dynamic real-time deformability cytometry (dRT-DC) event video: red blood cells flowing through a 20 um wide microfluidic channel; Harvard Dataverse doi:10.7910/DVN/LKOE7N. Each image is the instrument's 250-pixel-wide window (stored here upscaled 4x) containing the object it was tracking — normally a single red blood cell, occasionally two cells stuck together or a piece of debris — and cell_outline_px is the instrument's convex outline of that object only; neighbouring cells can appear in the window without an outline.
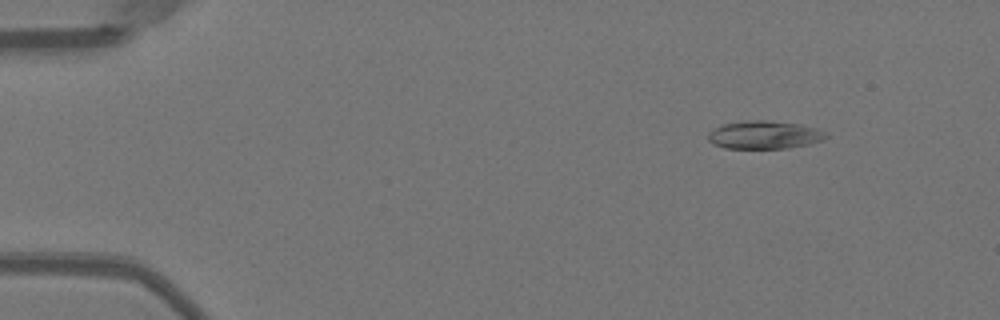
{"species": "Egyptian fruit bat (a non-hibernating species)", "species_latin": "Rousettus aegyptiacus", "temperature_condition": "warm", "stored_images_in_passage": 51, "camera_frame_rate_fps": 3000, "um_per_image_px": 0.085, "animal": {"sex": "female"}, "frame": {"image": 1, "passage_image": 6, "time_ms": 1.667, "image_size_px": [1000, 320], "cell_outline_px": [[828, 136], [824, 140], [808, 144], [788, 148], [724, 148], [712, 144], [708, 140], [708, 132], [724, 124], [744, 120], [768, 120], [800, 124], [816, 128], [828, 132]], "centroid_in_image_um": [64.99, 11.46], "position_along_channel_um": 20.0, "area_um2": 19.42}}
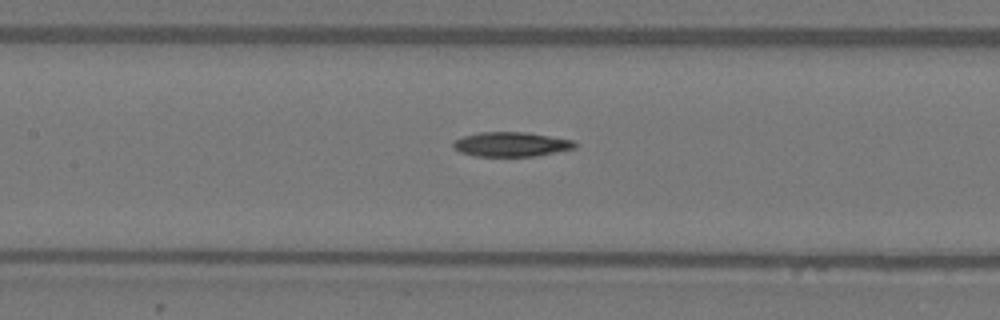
{"frame": {"image": 2, "passage_image": 24, "time_ms": 7.667, "image_size_px": [1000, 320], "cell_outline_px": [[580, 144], [576, 148], [536, 156], [476, 156], [460, 152], [452, 148], [452, 140], [464, 136], [480, 132], [528, 132], [576, 140]], "centroid_in_image_um": [43.49, 12.26], "position_along_channel_um": 163.9, "area_um2": 17.74}}
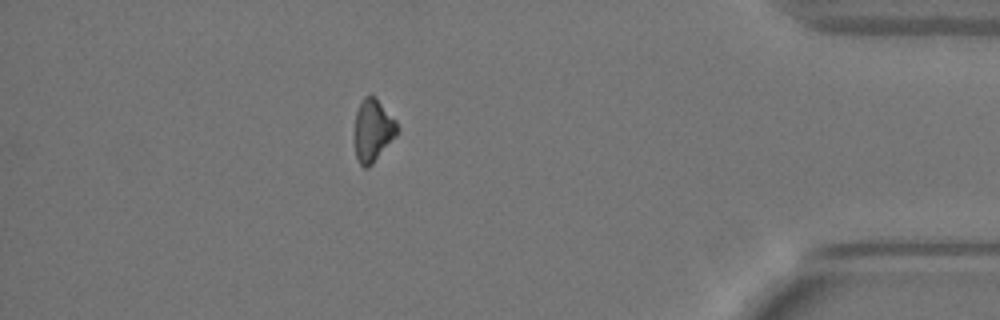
{"frame": {"image": 3, "passage_image": 45, "time_ms": 14.667, "image_size_px": [1000, 320], "cell_outline_px": [[400, 128], [396, 136], [372, 164], [368, 168], [364, 168], [360, 164], [356, 156], [356, 112], [364, 96], [372, 96], [396, 120]], "centroid_in_image_um": [31.73, 11.12], "position_along_channel_um": 403.5, "area_um2": 15.03}, "authors_computed_cell_mechanics": {"area_um2": 17.8602, "velocity_mm_per_s": 4.0047, "shape_relaxation_time_tau1_ms": 8.1355, "shape_relaxation_time_tau2_ms": null, "deformation_change_tau1": 0.1761, "deformation_change_tau2": null}}